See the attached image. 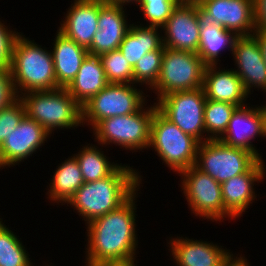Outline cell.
Wrapping results in <instances>:
<instances>
[{
    "instance_id": "obj_1",
    "label": "cell",
    "mask_w": 266,
    "mask_h": 266,
    "mask_svg": "<svg viewBox=\"0 0 266 266\" xmlns=\"http://www.w3.org/2000/svg\"><path fill=\"white\" fill-rule=\"evenodd\" d=\"M138 191L140 188L120 207L86 225L84 266L136 261Z\"/></svg>"
},
{
    "instance_id": "obj_2",
    "label": "cell",
    "mask_w": 266,
    "mask_h": 266,
    "mask_svg": "<svg viewBox=\"0 0 266 266\" xmlns=\"http://www.w3.org/2000/svg\"><path fill=\"white\" fill-rule=\"evenodd\" d=\"M130 167L120 165L107 177L84 184L68 201L85 226L94 219L111 212L124 204L140 187L143 176ZM69 204V205H68Z\"/></svg>"
},
{
    "instance_id": "obj_3",
    "label": "cell",
    "mask_w": 266,
    "mask_h": 266,
    "mask_svg": "<svg viewBox=\"0 0 266 266\" xmlns=\"http://www.w3.org/2000/svg\"><path fill=\"white\" fill-rule=\"evenodd\" d=\"M41 47L22 32L15 39L10 68L18 95L60 88L56 81L51 49Z\"/></svg>"
},
{
    "instance_id": "obj_4",
    "label": "cell",
    "mask_w": 266,
    "mask_h": 266,
    "mask_svg": "<svg viewBox=\"0 0 266 266\" xmlns=\"http://www.w3.org/2000/svg\"><path fill=\"white\" fill-rule=\"evenodd\" d=\"M19 99L24 105L25 115L34 119L50 135L57 129L75 130L83 126L82 106L66 88L32 91L19 95Z\"/></svg>"
},
{
    "instance_id": "obj_5",
    "label": "cell",
    "mask_w": 266,
    "mask_h": 266,
    "mask_svg": "<svg viewBox=\"0 0 266 266\" xmlns=\"http://www.w3.org/2000/svg\"><path fill=\"white\" fill-rule=\"evenodd\" d=\"M150 105L146 103V107L143 106L136 113L101 120L92 129L96 145L105 148L114 144L132 153L149 150L151 121L158 109L155 102Z\"/></svg>"
},
{
    "instance_id": "obj_6",
    "label": "cell",
    "mask_w": 266,
    "mask_h": 266,
    "mask_svg": "<svg viewBox=\"0 0 266 266\" xmlns=\"http://www.w3.org/2000/svg\"><path fill=\"white\" fill-rule=\"evenodd\" d=\"M199 145L197 139L184 133L158 109L154 112L148 148L154 149L162 164L175 174L195 165Z\"/></svg>"
},
{
    "instance_id": "obj_7",
    "label": "cell",
    "mask_w": 266,
    "mask_h": 266,
    "mask_svg": "<svg viewBox=\"0 0 266 266\" xmlns=\"http://www.w3.org/2000/svg\"><path fill=\"white\" fill-rule=\"evenodd\" d=\"M135 84L109 83L98 94L82 105L83 127L93 129L101 120L129 115L146 106L147 97L143 88ZM146 99V100H145Z\"/></svg>"
},
{
    "instance_id": "obj_8",
    "label": "cell",
    "mask_w": 266,
    "mask_h": 266,
    "mask_svg": "<svg viewBox=\"0 0 266 266\" xmlns=\"http://www.w3.org/2000/svg\"><path fill=\"white\" fill-rule=\"evenodd\" d=\"M205 66L197 53L164 47L160 74L150 89L157 96L154 100L157 102L170 93L201 88Z\"/></svg>"
},
{
    "instance_id": "obj_9",
    "label": "cell",
    "mask_w": 266,
    "mask_h": 266,
    "mask_svg": "<svg viewBox=\"0 0 266 266\" xmlns=\"http://www.w3.org/2000/svg\"><path fill=\"white\" fill-rule=\"evenodd\" d=\"M181 188L188 208L194 216L202 220L224 222L235 220L225 209L222 199L221 183L199 170L195 165L179 173Z\"/></svg>"
},
{
    "instance_id": "obj_10",
    "label": "cell",
    "mask_w": 266,
    "mask_h": 266,
    "mask_svg": "<svg viewBox=\"0 0 266 266\" xmlns=\"http://www.w3.org/2000/svg\"><path fill=\"white\" fill-rule=\"evenodd\" d=\"M258 159L249 151L220 140L200 143L195 166L219 183L245 173Z\"/></svg>"
},
{
    "instance_id": "obj_11",
    "label": "cell",
    "mask_w": 266,
    "mask_h": 266,
    "mask_svg": "<svg viewBox=\"0 0 266 266\" xmlns=\"http://www.w3.org/2000/svg\"><path fill=\"white\" fill-rule=\"evenodd\" d=\"M158 110L184 133L200 143L206 141L204 107L206 97L203 87L170 93L157 102Z\"/></svg>"
},
{
    "instance_id": "obj_12",
    "label": "cell",
    "mask_w": 266,
    "mask_h": 266,
    "mask_svg": "<svg viewBox=\"0 0 266 266\" xmlns=\"http://www.w3.org/2000/svg\"><path fill=\"white\" fill-rule=\"evenodd\" d=\"M201 16L198 4L182 0L161 27L163 46L197 53L200 44Z\"/></svg>"
},
{
    "instance_id": "obj_13",
    "label": "cell",
    "mask_w": 266,
    "mask_h": 266,
    "mask_svg": "<svg viewBox=\"0 0 266 266\" xmlns=\"http://www.w3.org/2000/svg\"><path fill=\"white\" fill-rule=\"evenodd\" d=\"M51 136L39 123L25 115L0 146V169L14 167L32 157Z\"/></svg>"
},
{
    "instance_id": "obj_14",
    "label": "cell",
    "mask_w": 266,
    "mask_h": 266,
    "mask_svg": "<svg viewBox=\"0 0 266 266\" xmlns=\"http://www.w3.org/2000/svg\"><path fill=\"white\" fill-rule=\"evenodd\" d=\"M260 105L250 106L248 103V106L238 107L232 114L227 130L219 139L226 145L251 152L258 160H262L263 156L253 142L258 137L266 138L265 116Z\"/></svg>"
},
{
    "instance_id": "obj_15",
    "label": "cell",
    "mask_w": 266,
    "mask_h": 266,
    "mask_svg": "<svg viewBox=\"0 0 266 266\" xmlns=\"http://www.w3.org/2000/svg\"><path fill=\"white\" fill-rule=\"evenodd\" d=\"M199 7L204 18L237 36L255 32L252 0H204Z\"/></svg>"
},
{
    "instance_id": "obj_16",
    "label": "cell",
    "mask_w": 266,
    "mask_h": 266,
    "mask_svg": "<svg viewBox=\"0 0 266 266\" xmlns=\"http://www.w3.org/2000/svg\"><path fill=\"white\" fill-rule=\"evenodd\" d=\"M266 165L263 160H257L245 173L234 176L221 183L224 209L233 217L239 219L255 202L256 182H263L266 177ZM251 204V205H250Z\"/></svg>"
},
{
    "instance_id": "obj_17",
    "label": "cell",
    "mask_w": 266,
    "mask_h": 266,
    "mask_svg": "<svg viewBox=\"0 0 266 266\" xmlns=\"http://www.w3.org/2000/svg\"><path fill=\"white\" fill-rule=\"evenodd\" d=\"M231 56H233L232 60L236 67L233 70L242 80L243 87L249 96L256 89L258 91L261 89L260 91L265 93L266 65L257 39L253 35L238 36L234 42Z\"/></svg>"
},
{
    "instance_id": "obj_18",
    "label": "cell",
    "mask_w": 266,
    "mask_h": 266,
    "mask_svg": "<svg viewBox=\"0 0 266 266\" xmlns=\"http://www.w3.org/2000/svg\"><path fill=\"white\" fill-rule=\"evenodd\" d=\"M214 242L172 236L167 242L176 266H224L233 255L230 250Z\"/></svg>"
},
{
    "instance_id": "obj_19",
    "label": "cell",
    "mask_w": 266,
    "mask_h": 266,
    "mask_svg": "<svg viewBox=\"0 0 266 266\" xmlns=\"http://www.w3.org/2000/svg\"><path fill=\"white\" fill-rule=\"evenodd\" d=\"M104 0H73L58 30L78 45L90 48L98 31V17Z\"/></svg>"
},
{
    "instance_id": "obj_20",
    "label": "cell",
    "mask_w": 266,
    "mask_h": 266,
    "mask_svg": "<svg viewBox=\"0 0 266 266\" xmlns=\"http://www.w3.org/2000/svg\"><path fill=\"white\" fill-rule=\"evenodd\" d=\"M126 8L125 6L109 3H105L100 8L98 31L95 33L91 46L88 49L89 54L99 56L119 49L131 26V23L128 24L127 21Z\"/></svg>"
},
{
    "instance_id": "obj_21",
    "label": "cell",
    "mask_w": 266,
    "mask_h": 266,
    "mask_svg": "<svg viewBox=\"0 0 266 266\" xmlns=\"http://www.w3.org/2000/svg\"><path fill=\"white\" fill-rule=\"evenodd\" d=\"M219 65H207L203 74V90L206 99L234 104L238 107L248 105L251 97L243 87L242 80L231 69Z\"/></svg>"
},
{
    "instance_id": "obj_22",
    "label": "cell",
    "mask_w": 266,
    "mask_h": 266,
    "mask_svg": "<svg viewBox=\"0 0 266 266\" xmlns=\"http://www.w3.org/2000/svg\"><path fill=\"white\" fill-rule=\"evenodd\" d=\"M51 49L57 85L66 88L77 75L88 50L56 31Z\"/></svg>"
},
{
    "instance_id": "obj_23",
    "label": "cell",
    "mask_w": 266,
    "mask_h": 266,
    "mask_svg": "<svg viewBox=\"0 0 266 266\" xmlns=\"http://www.w3.org/2000/svg\"><path fill=\"white\" fill-rule=\"evenodd\" d=\"M108 84L99 56L88 54L66 89L82 106Z\"/></svg>"
},
{
    "instance_id": "obj_24",
    "label": "cell",
    "mask_w": 266,
    "mask_h": 266,
    "mask_svg": "<svg viewBox=\"0 0 266 266\" xmlns=\"http://www.w3.org/2000/svg\"><path fill=\"white\" fill-rule=\"evenodd\" d=\"M200 32V44L197 54L206 66L220 64L221 54L223 51L226 52V49L232 55L231 51L238 37L233 31L226 30L201 16Z\"/></svg>"
},
{
    "instance_id": "obj_25",
    "label": "cell",
    "mask_w": 266,
    "mask_h": 266,
    "mask_svg": "<svg viewBox=\"0 0 266 266\" xmlns=\"http://www.w3.org/2000/svg\"><path fill=\"white\" fill-rule=\"evenodd\" d=\"M160 29V27L144 26L142 22L140 25L132 22L119 50L133 68L146 53L159 50L163 46Z\"/></svg>"
},
{
    "instance_id": "obj_26",
    "label": "cell",
    "mask_w": 266,
    "mask_h": 266,
    "mask_svg": "<svg viewBox=\"0 0 266 266\" xmlns=\"http://www.w3.org/2000/svg\"><path fill=\"white\" fill-rule=\"evenodd\" d=\"M54 175L50 180L47 198L51 203L65 205L73 197L76 191L84 184L83 175L76 158L71 155L62 161L54 170Z\"/></svg>"
},
{
    "instance_id": "obj_27",
    "label": "cell",
    "mask_w": 266,
    "mask_h": 266,
    "mask_svg": "<svg viewBox=\"0 0 266 266\" xmlns=\"http://www.w3.org/2000/svg\"><path fill=\"white\" fill-rule=\"evenodd\" d=\"M78 153L73 154L79 163L84 182H92L109 176L120 164L109 161L101 148L93 145H81Z\"/></svg>"
},
{
    "instance_id": "obj_28",
    "label": "cell",
    "mask_w": 266,
    "mask_h": 266,
    "mask_svg": "<svg viewBox=\"0 0 266 266\" xmlns=\"http://www.w3.org/2000/svg\"><path fill=\"white\" fill-rule=\"evenodd\" d=\"M21 238L0 218V266H34Z\"/></svg>"
},
{
    "instance_id": "obj_29",
    "label": "cell",
    "mask_w": 266,
    "mask_h": 266,
    "mask_svg": "<svg viewBox=\"0 0 266 266\" xmlns=\"http://www.w3.org/2000/svg\"><path fill=\"white\" fill-rule=\"evenodd\" d=\"M237 108L238 106L234 104L206 99L204 107L206 141L219 140L222 137Z\"/></svg>"
},
{
    "instance_id": "obj_30",
    "label": "cell",
    "mask_w": 266,
    "mask_h": 266,
    "mask_svg": "<svg viewBox=\"0 0 266 266\" xmlns=\"http://www.w3.org/2000/svg\"><path fill=\"white\" fill-rule=\"evenodd\" d=\"M164 46L159 50L146 53L133 68V84L138 87L145 85V90H149L156 84L161 66ZM141 85V86H140ZM147 87L149 89H147Z\"/></svg>"
},
{
    "instance_id": "obj_31",
    "label": "cell",
    "mask_w": 266,
    "mask_h": 266,
    "mask_svg": "<svg viewBox=\"0 0 266 266\" xmlns=\"http://www.w3.org/2000/svg\"><path fill=\"white\" fill-rule=\"evenodd\" d=\"M107 81L116 84H133V67L117 49L99 55Z\"/></svg>"
},
{
    "instance_id": "obj_32",
    "label": "cell",
    "mask_w": 266,
    "mask_h": 266,
    "mask_svg": "<svg viewBox=\"0 0 266 266\" xmlns=\"http://www.w3.org/2000/svg\"><path fill=\"white\" fill-rule=\"evenodd\" d=\"M179 3H138L145 26L162 27Z\"/></svg>"
},
{
    "instance_id": "obj_33",
    "label": "cell",
    "mask_w": 266,
    "mask_h": 266,
    "mask_svg": "<svg viewBox=\"0 0 266 266\" xmlns=\"http://www.w3.org/2000/svg\"><path fill=\"white\" fill-rule=\"evenodd\" d=\"M24 116L25 109L20 99L0 111V146L15 131Z\"/></svg>"
},
{
    "instance_id": "obj_34",
    "label": "cell",
    "mask_w": 266,
    "mask_h": 266,
    "mask_svg": "<svg viewBox=\"0 0 266 266\" xmlns=\"http://www.w3.org/2000/svg\"><path fill=\"white\" fill-rule=\"evenodd\" d=\"M19 99L10 66L0 67V111Z\"/></svg>"
},
{
    "instance_id": "obj_35",
    "label": "cell",
    "mask_w": 266,
    "mask_h": 266,
    "mask_svg": "<svg viewBox=\"0 0 266 266\" xmlns=\"http://www.w3.org/2000/svg\"><path fill=\"white\" fill-rule=\"evenodd\" d=\"M1 19V18H0ZM3 22V23H2ZM4 20H0V67L10 66L12 59V50L16 37L21 33L12 26L5 25ZM10 26V27H9Z\"/></svg>"
},
{
    "instance_id": "obj_36",
    "label": "cell",
    "mask_w": 266,
    "mask_h": 266,
    "mask_svg": "<svg viewBox=\"0 0 266 266\" xmlns=\"http://www.w3.org/2000/svg\"><path fill=\"white\" fill-rule=\"evenodd\" d=\"M255 31H266V0H252Z\"/></svg>"
},
{
    "instance_id": "obj_37",
    "label": "cell",
    "mask_w": 266,
    "mask_h": 266,
    "mask_svg": "<svg viewBox=\"0 0 266 266\" xmlns=\"http://www.w3.org/2000/svg\"><path fill=\"white\" fill-rule=\"evenodd\" d=\"M258 41L263 61L266 65V31H255L252 34Z\"/></svg>"
},
{
    "instance_id": "obj_38",
    "label": "cell",
    "mask_w": 266,
    "mask_h": 266,
    "mask_svg": "<svg viewBox=\"0 0 266 266\" xmlns=\"http://www.w3.org/2000/svg\"><path fill=\"white\" fill-rule=\"evenodd\" d=\"M235 255H237L235 257ZM233 254L225 263L224 266H251L246 257L242 254ZM239 256V257H238Z\"/></svg>"
},
{
    "instance_id": "obj_39",
    "label": "cell",
    "mask_w": 266,
    "mask_h": 266,
    "mask_svg": "<svg viewBox=\"0 0 266 266\" xmlns=\"http://www.w3.org/2000/svg\"><path fill=\"white\" fill-rule=\"evenodd\" d=\"M106 3L109 4H115V5H120V6H128L130 3V5L132 4H137L139 3L140 0H104Z\"/></svg>"
},
{
    "instance_id": "obj_40",
    "label": "cell",
    "mask_w": 266,
    "mask_h": 266,
    "mask_svg": "<svg viewBox=\"0 0 266 266\" xmlns=\"http://www.w3.org/2000/svg\"><path fill=\"white\" fill-rule=\"evenodd\" d=\"M136 262V263H135ZM136 261H128V262H115V263H100L93 266H137Z\"/></svg>"
},
{
    "instance_id": "obj_41",
    "label": "cell",
    "mask_w": 266,
    "mask_h": 266,
    "mask_svg": "<svg viewBox=\"0 0 266 266\" xmlns=\"http://www.w3.org/2000/svg\"><path fill=\"white\" fill-rule=\"evenodd\" d=\"M182 0H140L139 3H180Z\"/></svg>"
},
{
    "instance_id": "obj_42",
    "label": "cell",
    "mask_w": 266,
    "mask_h": 266,
    "mask_svg": "<svg viewBox=\"0 0 266 266\" xmlns=\"http://www.w3.org/2000/svg\"><path fill=\"white\" fill-rule=\"evenodd\" d=\"M262 107H263V112L265 116V136H266V106H262Z\"/></svg>"
},
{
    "instance_id": "obj_43",
    "label": "cell",
    "mask_w": 266,
    "mask_h": 266,
    "mask_svg": "<svg viewBox=\"0 0 266 266\" xmlns=\"http://www.w3.org/2000/svg\"><path fill=\"white\" fill-rule=\"evenodd\" d=\"M188 1H191V2L196 3V4L199 5L204 0H188Z\"/></svg>"
}]
</instances>
